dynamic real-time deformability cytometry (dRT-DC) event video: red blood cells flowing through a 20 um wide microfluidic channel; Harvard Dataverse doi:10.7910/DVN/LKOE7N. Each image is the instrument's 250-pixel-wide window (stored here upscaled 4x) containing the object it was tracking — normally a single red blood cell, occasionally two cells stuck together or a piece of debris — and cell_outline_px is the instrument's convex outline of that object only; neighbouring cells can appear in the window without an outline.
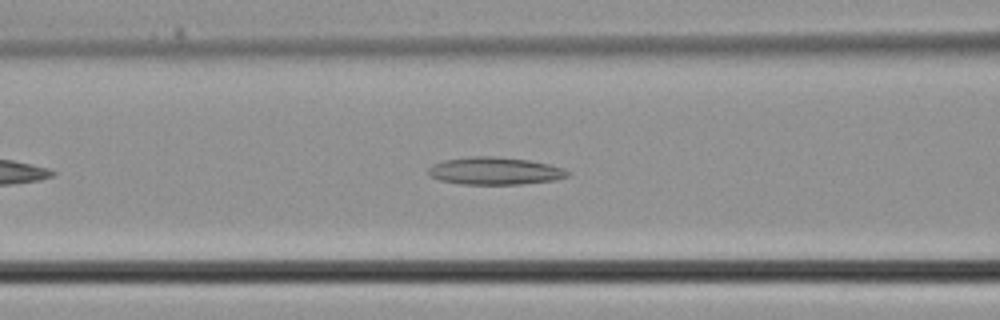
{"species": "common noctule bat (a hibernating species)", "species_latin": "Nyctalus noctula", "temperature_condition": "cold", "stored_images_in_passage": 29, "camera_frame_rate_fps": 3000, "um_per_image_px": 0.085, "animal": {"sex": "male", "body_mass_g": 21.5, "forearm_length_mm": 52.0}, "frame": {"image": 1, "passage_image": 7, "time_ms": 2.0, "image_size_px": [1000, 320], "cell_outline_px": [[572, 172], [568, 176], [552, 180], [520, 184], [464, 184], [440, 180], [428, 176], [428, 168], [432, 164], [444, 160], [472, 156], [492, 156], [528, 160], [548, 164], [564, 168]], "centroid_in_image_um": [42.04, 14.52], "position_along_channel_um": 124.6, "area_um2": 22.25}}
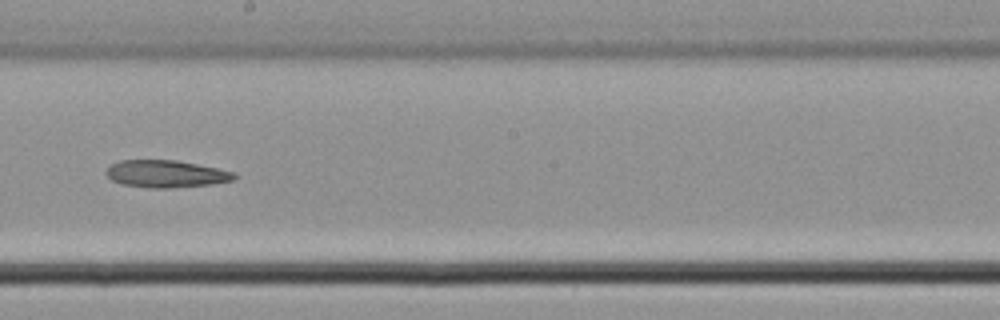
{"frame": {"image": 2, "passage_image": 13, "time_ms": 4.0, "image_size_px": [1000, 320], "cell_outline_px": [[240, 176], [232, 180], [212, 184], [172, 188], [148, 188], [124, 184], [112, 180], [104, 172], [112, 164], [120, 160], [176, 160], [236, 172]], "centroid_in_image_um": [14.14, 14.78], "position_along_channel_um": 234.1, "area_um2": 20.35}}
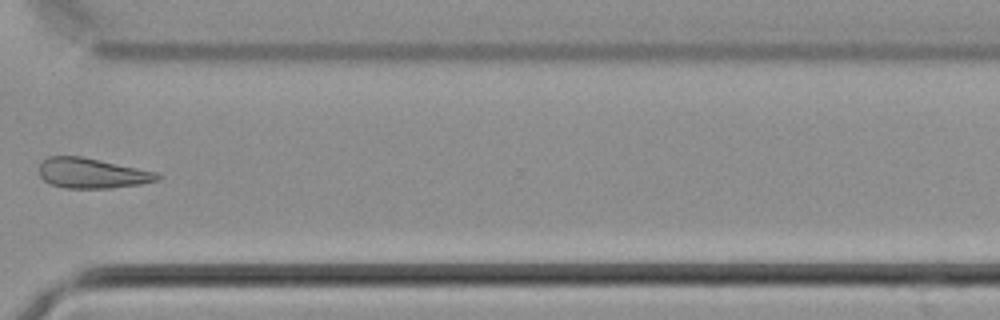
{"frame": {"image": 3, "passage_image": 20, "time_ms": 6.333, "image_size_px": [1000, 320], "cell_outline_px": [[160, 176], [156, 180], [140, 184], [112, 188], [64, 188], [52, 184], [44, 180], [40, 176], [40, 164], [48, 156], [80, 156], [160, 172]], "centroid_in_image_um": [7.84, 14.72], "position_along_channel_um": 362.8, "area_um2": 20.69}}